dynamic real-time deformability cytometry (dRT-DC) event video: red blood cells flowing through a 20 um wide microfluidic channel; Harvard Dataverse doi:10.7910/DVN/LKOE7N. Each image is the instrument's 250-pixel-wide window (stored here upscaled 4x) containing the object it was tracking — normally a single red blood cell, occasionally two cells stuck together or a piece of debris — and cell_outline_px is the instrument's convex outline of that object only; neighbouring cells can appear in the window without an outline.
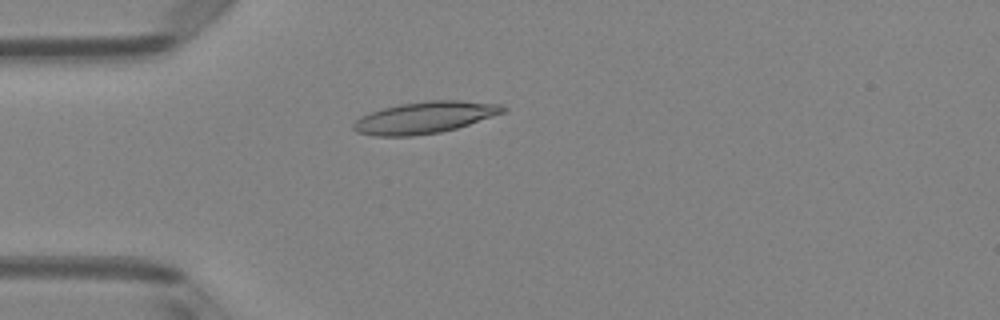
{"species": "Egyptian fruit bat (a non-hibernating species)", "species_latin": "Rousettus aegyptiacus", "temperature_condition": "room temperature", "stored_images_in_passage": 5, "camera_frame_rate_fps": 3000, "um_per_image_px": 0.085, "animal": {"sex": "female"}, "frame": {"image": 1, "passage_image": 4, "time_ms": 1.0, "image_size_px": [1000, 320], "cell_outline_px": [[508, 108], [504, 112], [456, 128], [440, 132], [412, 136], [376, 136], [356, 132], [352, 128], [352, 124], [360, 116], [384, 108], [400, 104], [428, 100], [460, 100], [500, 104]], "centroid_in_image_um": [36.08, 9.99], "position_along_channel_um": 48.9, "area_um2": 27.46}}